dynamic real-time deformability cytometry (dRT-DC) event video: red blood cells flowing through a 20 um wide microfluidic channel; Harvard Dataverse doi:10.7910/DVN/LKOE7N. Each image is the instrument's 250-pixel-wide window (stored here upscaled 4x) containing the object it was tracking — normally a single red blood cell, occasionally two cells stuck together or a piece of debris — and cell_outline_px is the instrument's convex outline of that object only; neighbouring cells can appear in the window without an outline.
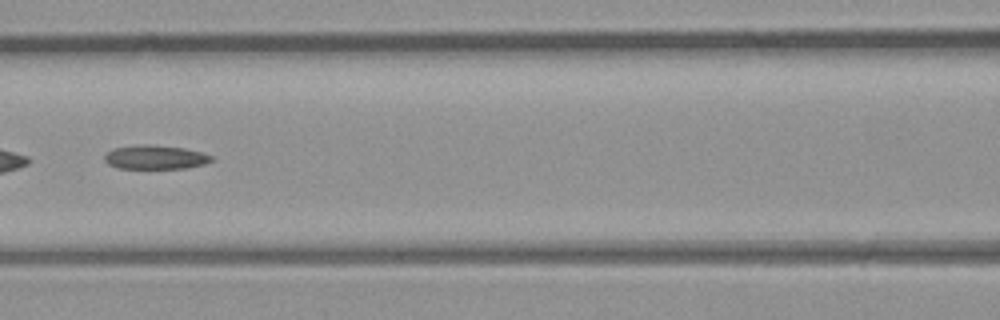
{"species": "common noctule bat (a hibernating species)", "species_latin": "Nyctalus noctula", "temperature_condition": "room temperature", "stored_images_in_passage": 37, "camera_frame_rate_fps": 3000, "um_per_image_px": 0.085, "animal": {"sex": "male", "body_mass_g": 23.1, "forearm_length_mm": 52.7}, "frame": {"image": 1, "passage_image": 16, "time_ms": 5.0, "image_size_px": [1000, 320], "cell_outline_px": [[212, 160], [204, 164], [184, 168], [116, 168], [108, 164], [104, 160], [104, 156], [112, 148], [140, 144], [144, 144], [184, 148], [200, 152], [212, 156]], "centroid_in_image_um": [13.15, 13.36], "position_along_channel_um": 153.5, "area_um2": 14.8}}
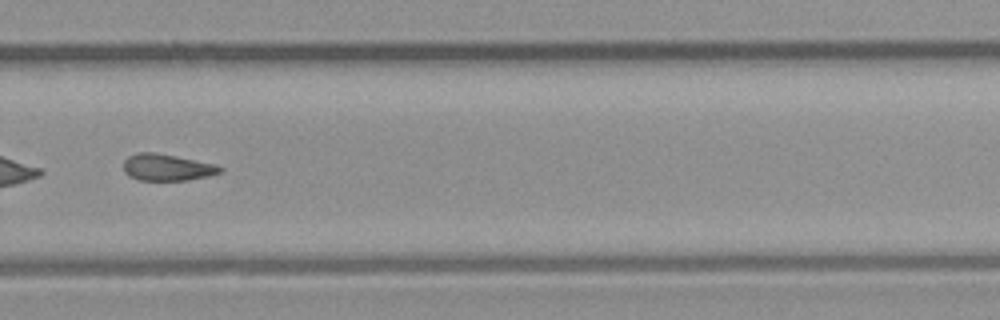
{"frame": {"image": 2, "passage_image": 27, "time_ms": 8.667, "image_size_px": [1000, 320], "cell_outline_px": [[224, 168], [220, 172], [208, 176], [188, 180], [140, 180], [128, 176], [124, 172], [124, 160], [128, 156], [136, 152], [156, 152], [216, 164]], "centroid_in_image_um": [14.18, 14.22], "position_along_channel_um": 315.6, "area_um2": 15.09}}